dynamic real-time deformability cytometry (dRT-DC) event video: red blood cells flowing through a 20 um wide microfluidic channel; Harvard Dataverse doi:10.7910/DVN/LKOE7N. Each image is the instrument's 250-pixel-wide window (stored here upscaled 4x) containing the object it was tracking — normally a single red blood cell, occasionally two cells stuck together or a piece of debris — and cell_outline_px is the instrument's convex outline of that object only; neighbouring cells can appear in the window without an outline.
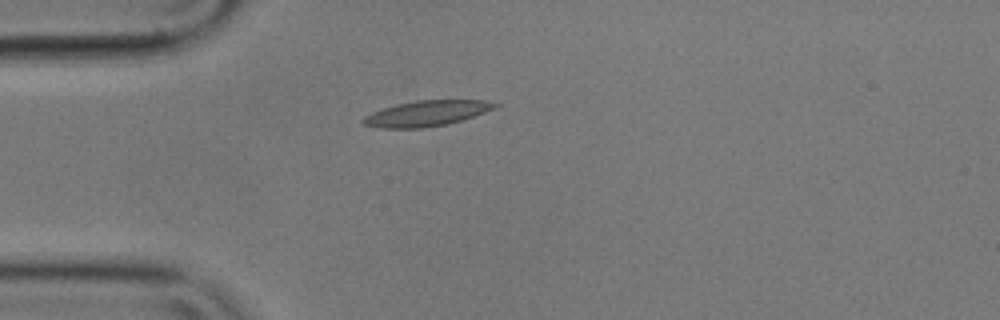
{"species": "common noctule bat (a hibernating species)", "species_latin": "Nyctalus noctula", "temperature_condition": "cold", "stored_images_in_passage": 4, "camera_frame_rate_fps": 3000, "um_per_image_px": 0.085, "animal": {"sex": "male", "body_mass_g": 17.9}, "frame": {"image": 1, "passage_image": 4, "time_ms": 1.0, "image_size_px": [1000, 320], "cell_outline_px": [[500, 104], [484, 112], [448, 124], [424, 128], [380, 128], [364, 124], [360, 120], [364, 116], [372, 112], [396, 104], [416, 100], [484, 100]], "centroid_in_image_um": [36.2, 9.64], "position_along_channel_um": 48.8, "area_um2": 19.42}}